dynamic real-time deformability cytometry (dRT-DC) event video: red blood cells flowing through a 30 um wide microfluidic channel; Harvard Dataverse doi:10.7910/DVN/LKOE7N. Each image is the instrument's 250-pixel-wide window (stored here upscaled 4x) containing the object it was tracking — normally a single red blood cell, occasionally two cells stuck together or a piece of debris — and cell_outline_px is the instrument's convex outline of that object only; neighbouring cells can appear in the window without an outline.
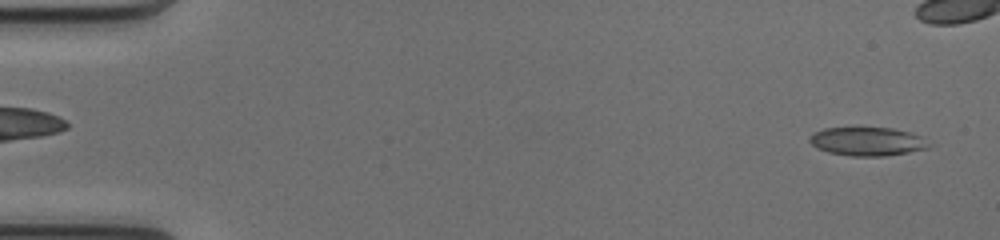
{"species": "common noctule bat (a hibernating species)", "species_latin": "Nyctalus noctula", "temperature_condition": "cold", "stored_images_in_passage": 41, "camera_frame_rate_fps": 3000, "um_per_image_px": 0.085, "animal": {"sex": "female", "body_mass_g": 17.0, "forearm_length_mm": 48.0}, "frame": {"image": 1, "passage_image": 2, "time_ms": 0.333, "image_size_px": [1000, 240], "cell_outline_px": [[936, 144], [928, 148], [908, 152], [884, 156], [852, 156], [828, 152], [816, 148], [808, 140], [816, 132], [824, 128], [892, 128], [924, 136]], "centroid_in_image_um": [73.82, 12.03], "position_along_channel_um": 11.2, "area_um2": 20.0}}
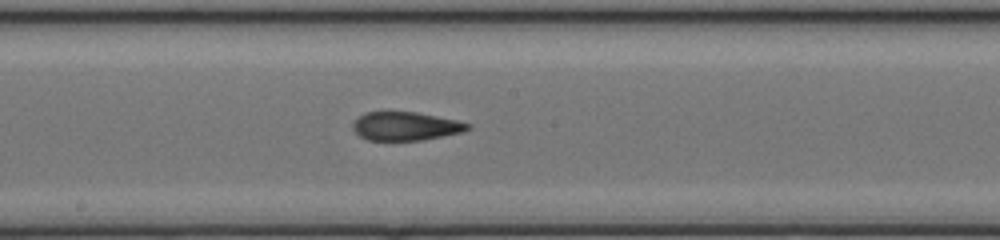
{"frame": {"image": 2, "passage_image": 27, "time_ms": 8.667, "image_size_px": [1000, 240], "cell_outline_px": [[472, 128], [464, 132], [424, 140], [368, 140], [360, 136], [352, 128], [352, 124], [364, 112], [416, 112], [456, 120], [472, 124]], "centroid_in_image_um": [34.52, 10.73], "position_along_channel_um": 213.7, "area_um2": 19.13}}
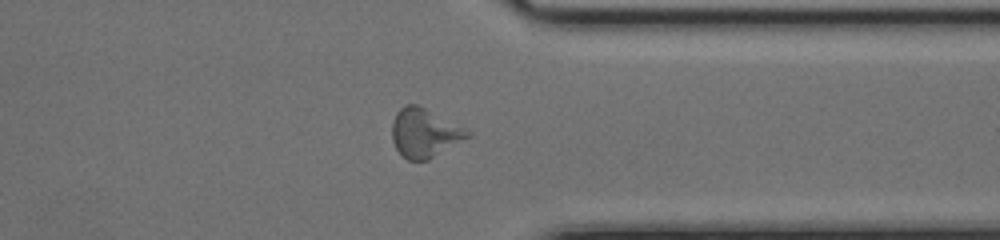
{"frame": {"image": 3, "passage_image": 39, "time_ms": 12.667, "image_size_px": [1000, 240], "cell_outline_px": [[472, 136], [428, 160], [408, 160], [396, 148], [392, 140], [392, 120], [396, 112], [404, 104], [416, 104], [472, 132]], "centroid_in_image_um": [36.07, 11.3], "position_along_channel_um": 375.3, "area_um2": 21.33}}